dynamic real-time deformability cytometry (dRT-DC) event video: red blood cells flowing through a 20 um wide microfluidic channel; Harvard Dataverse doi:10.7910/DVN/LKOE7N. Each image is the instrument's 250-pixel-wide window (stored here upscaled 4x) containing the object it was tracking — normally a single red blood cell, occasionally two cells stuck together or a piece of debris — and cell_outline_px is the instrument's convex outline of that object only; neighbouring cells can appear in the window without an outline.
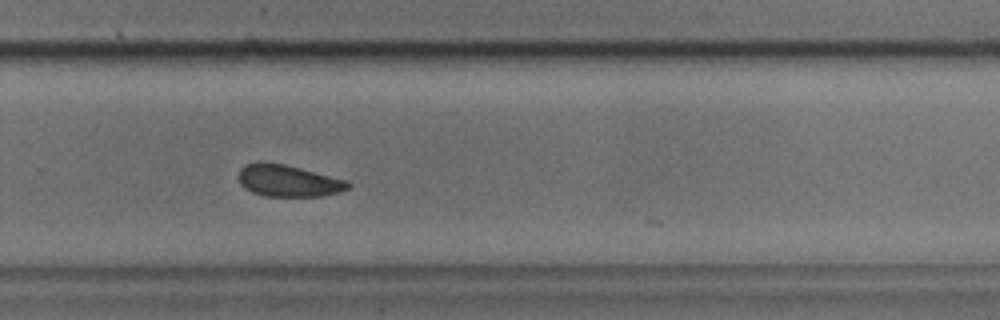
{"species": "common noctule bat (a hibernating species)", "species_latin": "Nyctalus noctula", "temperature_condition": "cold", "stored_images_in_passage": 24, "camera_frame_rate_fps": 3000, "um_per_image_px": 0.085, "animal": {"sex": "male", "body_mass_g": 17.9, "forearm_length_mm": 54.2}, "frame": {"image": 1, "passage_image": 17, "time_ms": 5.333, "image_size_px": [1000, 320], "cell_outline_px": [[352, 184], [348, 188], [340, 192], [320, 196], [264, 196], [252, 192], [244, 188], [240, 184], [236, 176], [240, 168], [244, 164], [256, 160], [264, 160], [284, 164], [348, 180]], "centroid_in_image_um": [24.43, 15.34], "position_along_channel_um": 305.4, "area_um2": 20.81}}
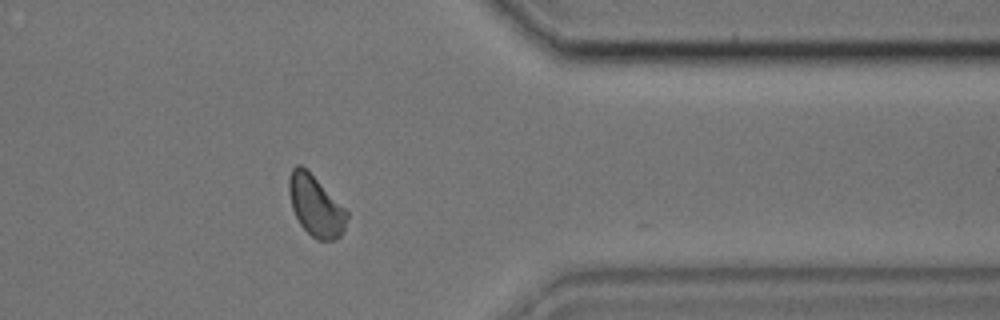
{"frame": {"image": 2, "passage_image": 23, "time_ms": 7.333, "image_size_px": [1000, 320], "cell_outline_px": [[348, 216], [344, 228], [340, 236], [336, 240], [316, 240], [300, 224], [292, 208], [288, 192], [288, 176], [292, 168], [296, 164], [300, 164], [348, 212]], "centroid_in_image_um": [26.8, 17.52], "position_along_channel_um": 384.6, "area_um2": 20.06}}